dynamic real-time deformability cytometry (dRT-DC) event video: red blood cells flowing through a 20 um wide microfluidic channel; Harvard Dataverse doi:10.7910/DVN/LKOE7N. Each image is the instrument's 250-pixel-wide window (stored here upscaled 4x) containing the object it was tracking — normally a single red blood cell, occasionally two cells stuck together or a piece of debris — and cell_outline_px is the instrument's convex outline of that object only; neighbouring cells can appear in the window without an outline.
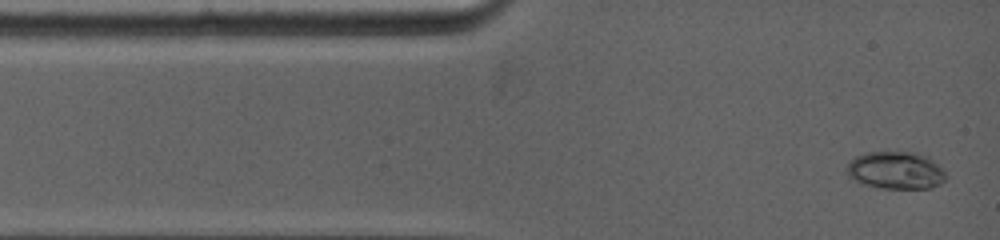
{"species": "common noctule bat (a hibernating species)", "species_latin": "Nyctalus noctula", "temperature_condition": "warm", "stored_images_in_passage": 48, "camera_frame_rate_fps": 5000, "um_per_image_px": 0.085, "animal": {"sex": "female", "body_mass_g": 19.0, "forearm_length_mm": 53.3}, "frame": {"image": 1, "passage_image": 1, "time_ms": 0.0, "image_size_px": [1000, 240], "cell_outline_px": [[948, 176], [940, 184], [928, 188], [888, 188], [868, 184], [856, 180], [848, 172], [848, 164], [856, 156], [864, 152], [916, 152], [928, 156]], "centroid_in_image_um": [76.19, 14.45], "position_along_channel_um": 8.8, "area_um2": 21.1}}
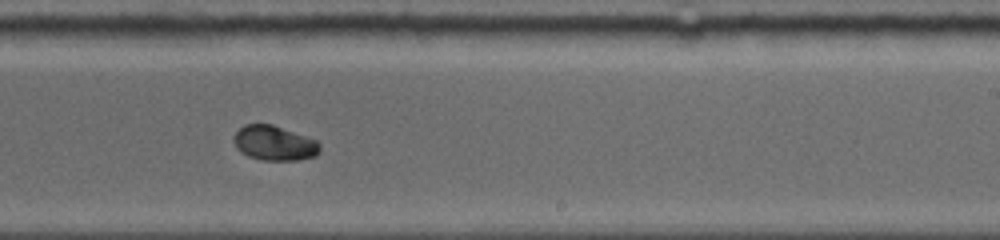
{"frame": {"image": 2, "passage_image": 25, "time_ms": 7.6, "image_size_px": [1000, 240], "cell_outline_px": [[320, 148], [312, 156], [296, 160], [260, 160], [248, 156], [236, 148], [232, 140], [232, 136], [244, 124], [272, 124], [316, 140], [320, 144]], "centroid_in_image_um": [23.25, 12.15], "position_along_channel_um": 265.8, "area_um2": 17.28}}
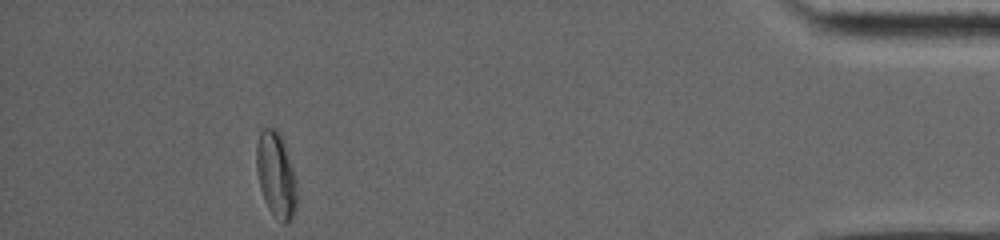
{"frame": {"image": 3, "passage_image": 48, "time_ms": 13.2, "image_size_px": [1000, 240], "cell_outline_px": [[296, 208], [292, 220], [288, 224], [284, 224], [268, 208], [264, 200], [260, 188], [256, 168], [256, 144], [260, 132], [264, 128], [272, 128], [280, 132], [284, 140], [292, 168], [296, 184]], "centroid_in_image_um": [23.46, 14.86], "position_along_channel_um": 411.7, "area_um2": 20.11}, "authors_computed_cell_mechanics": {"area_um2": 18.1492, "velocity_mm_per_s": 3.9454, "shape_relaxation_time_tau1_ms": 4.2158, "shape_relaxation_time_tau2_ms": null, "deformation_change_tau1": 0.1355, "deformation_change_tau2": null}}